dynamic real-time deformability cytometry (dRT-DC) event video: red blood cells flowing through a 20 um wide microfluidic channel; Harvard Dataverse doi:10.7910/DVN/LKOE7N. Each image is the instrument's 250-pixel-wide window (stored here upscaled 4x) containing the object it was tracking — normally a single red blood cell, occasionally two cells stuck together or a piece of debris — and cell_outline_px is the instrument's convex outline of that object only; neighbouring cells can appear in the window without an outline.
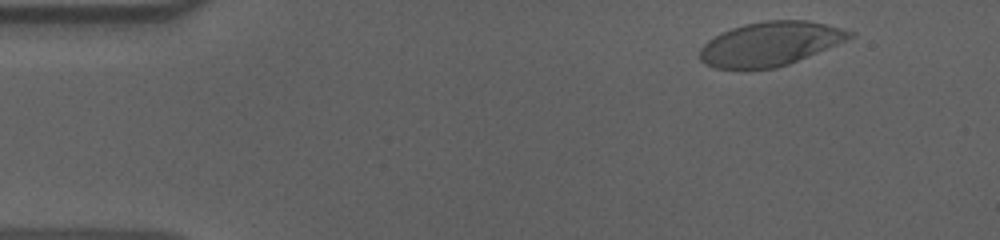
{"species": "human", "species_latin": "Homo sapiens", "temperature_condition": "cold", "stored_images_in_passage": 53, "camera_frame_rate_fps": 3000, "um_per_image_px": 0.085, "donor": {"sex": "male"}, "frame": {"image": 1, "passage_image": 3, "time_ms": 0.667, "image_size_px": [1000, 240], "cell_outline_px": [[856, 36], [788, 64], [776, 68], [716, 68], [704, 64], [700, 60], [700, 48], [708, 40], [720, 32], [744, 24], [764, 20], [808, 20], [856, 32]], "centroid_in_image_um": [65.45, 3.71], "position_along_channel_um": 19.5, "area_um2": 38.21}}
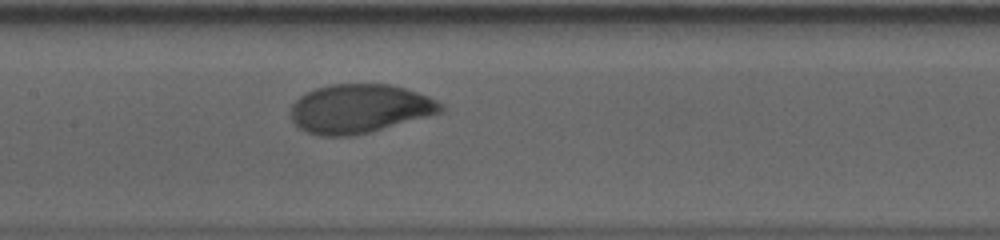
{"frame": {"image": 2, "passage_image": 24, "time_ms": 7.667, "image_size_px": [1000, 240], "cell_outline_px": [[444, 108], [440, 112], [428, 116], [368, 132], [352, 136], [316, 136], [300, 128], [292, 120], [292, 104], [300, 96], [316, 88], [332, 84], [388, 84], [404, 88], [428, 96], [444, 104]], "centroid_in_image_um": [30.55, 9.24], "position_along_channel_um": 176.8, "area_um2": 42.31}}
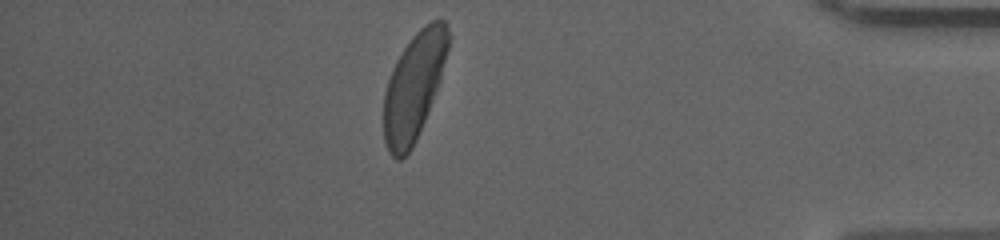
{"frame": {"image": 3, "passage_image": 46, "time_ms": 15.0, "image_size_px": [1000, 240], "cell_outline_px": [[448, 48], [440, 80], [428, 112], [416, 140], [412, 148], [400, 160], [396, 160], [388, 152], [384, 140], [384, 92], [392, 68], [396, 60], [412, 36], [420, 28], [432, 20], [444, 20], [448, 28]], "centroid_in_image_um": [35.16, 7.37], "position_along_channel_um": 400.0, "area_um2": 39.94}, "authors_computed_cell_mechanics": {"area_um2": 41.4426, "velocity_mm_per_s": 3.5838, "shape_relaxation_time_tau1_ms": 3.3707, "shape_relaxation_time_tau2_ms": null, "deformation_change_tau1": 0.1465, "deformation_change_tau2": null}}